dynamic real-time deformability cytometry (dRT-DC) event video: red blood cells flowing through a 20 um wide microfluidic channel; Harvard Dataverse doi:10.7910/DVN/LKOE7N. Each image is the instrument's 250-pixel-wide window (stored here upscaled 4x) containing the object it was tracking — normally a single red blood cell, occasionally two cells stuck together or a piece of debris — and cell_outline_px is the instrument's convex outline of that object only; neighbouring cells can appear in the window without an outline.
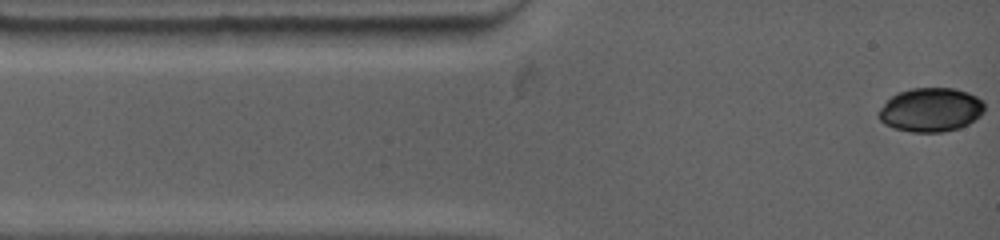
{"species": "common noctule bat (a hibernating species)", "species_latin": "Nyctalus noctula", "temperature_condition": "warm", "stored_images_in_passage": 4, "camera_frame_rate_fps": 4500, "um_per_image_px": 0.085, "animal": {"sex": "female", "body_mass_g": 19.0, "forearm_length_mm": 53.3}, "frame": {"image": 1, "passage_image": 1, "time_ms": 0.0, "image_size_px": [1000, 240], "cell_outline_px": [[984, 112], [980, 116], [968, 124], [960, 128], [944, 132], [912, 132], [892, 128], [884, 124], [876, 116], [880, 108], [896, 92], [912, 88], [952, 88], [968, 92], [984, 100]], "centroid_in_image_um": [79.11, 9.34], "position_along_channel_um": 5.9, "area_um2": 27.4}}
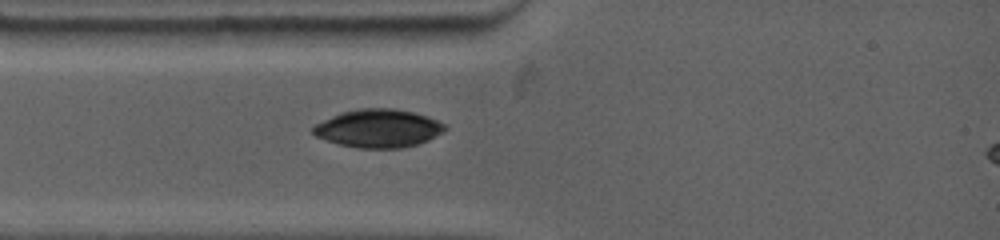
{"frame": {"image": 2, "passage_image": 4, "time_ms": 2.444, "image_size_px": [1000, 240], "cell_outline_px": [[448, 128], [444, 132], [428, 140], [404, 148], [356, 148], [336, 144], [316, 136], [312, 132], [312, 128], [316, 124], [340, 112], [360, 108], [392, 108], [412, 112], [436, 120], [444, 124]], "centroid_in_image_um": [32.14, 10.92], "position_along_channel_um": 52.9, "area_um2": 29.3}}